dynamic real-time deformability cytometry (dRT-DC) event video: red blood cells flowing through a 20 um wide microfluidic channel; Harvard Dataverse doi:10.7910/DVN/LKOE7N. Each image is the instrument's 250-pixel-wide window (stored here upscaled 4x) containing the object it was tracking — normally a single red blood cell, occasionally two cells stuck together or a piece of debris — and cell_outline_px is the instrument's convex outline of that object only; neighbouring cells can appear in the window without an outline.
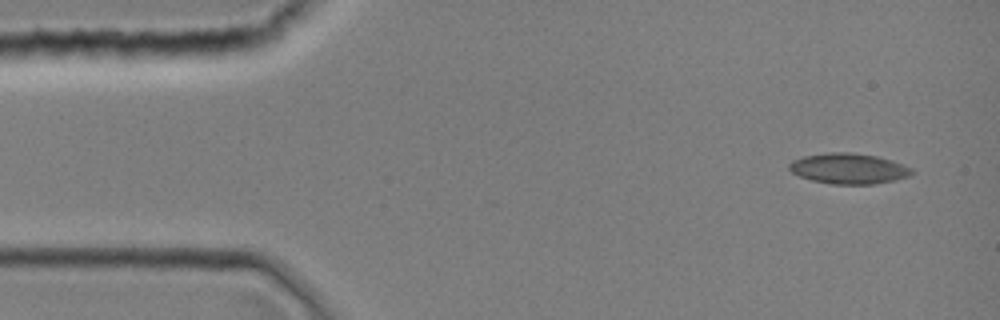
{"species": "common noctule bat (a hibernating species)", "species_latin": "Nyctalus noctula", "temperature_condition": "room temperature", "stored_images_in_passage": 2, "camera_frame_rate_fps": 3000, "um_per_image_px": 0.085, "animal": {"sex": "female", "body_mass_g": 19.0, "forearm_length_mm": 51.5}, "frame": {"image": 1, "passage_image": 1, "time_ms": 0.0, "image_size_px": [1000, 320], "cell_outline_px": [[912, 172], [908, 176], [896, 180], [872, 184], [832, 184], [812, 180], [800, 176], [792, 172], [788, 168], [788, 164], [792, 160], [804, 156], [828, 152], [848, 152], [876, 156], [892, 160], [912, 168]], "centroid_in_image_um": [72.11, 14.32], "position_along_channel_um": 12.9, "area_um2": 21.73}}